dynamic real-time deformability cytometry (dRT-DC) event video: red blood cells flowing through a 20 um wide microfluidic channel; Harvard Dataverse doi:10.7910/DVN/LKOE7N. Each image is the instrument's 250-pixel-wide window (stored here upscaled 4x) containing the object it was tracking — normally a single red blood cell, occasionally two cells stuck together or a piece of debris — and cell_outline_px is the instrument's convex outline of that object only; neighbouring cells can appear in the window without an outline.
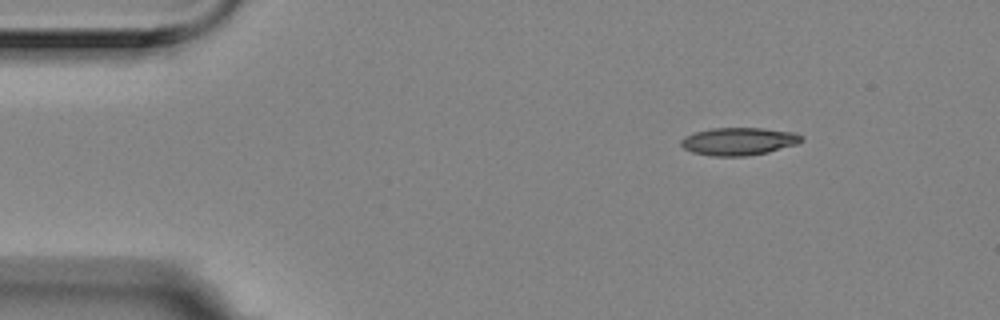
{"species": "Egyptian fruit bat (a non-hibernating species)", "species_latin": "Rousettus aegyptiacus", "temperature_condition": "room temperature", "stored_images_in_passage": 9, "camera_frame_rate_fps": 3000, "um_per_image_px": 0.085, "animal": {"sex": "female"}, "frame": {"image": 1, "passage_image": 1, "time_ms": 0.0, "image_size_px": [1000, 320], "cell_outline_px": [[804, 140], [796, 144], [768, 152], [744, 156], [712, 156], [692, 152], [684, 148], [680, 144], [680, 140], [684, 136], [692, 132], [712, 128], [764, 128], [796, 132], [804, 136]], "centroid_in_image_um": [62.79, 12.0], "position_along_channel_um": 22.2, "area_um2": 19.65}}
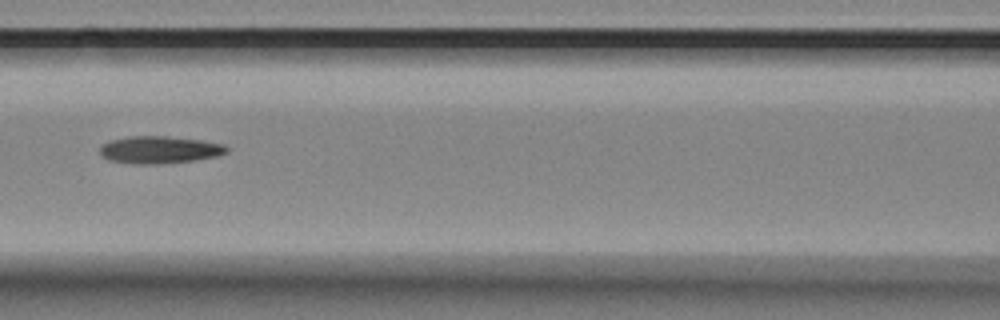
{"frame": {"image": 2, "passage_image": 6, "time_ms": 1.667, "image_size_px": [1000, 320], "cell_outline_px": [[228, 152], [216, 156], [192, 160], [156, 164], [136, 164], [108, 160], [100, 152], [100, 148], [104, 144], [112, 140], [128, 136], [168, 136], [200, 140], [224, 144], [228, 148]], "centroid_in_image_um": [13.57, 12.72], "position_along_channel_um": 153.0, "area_um2": 19.94}}
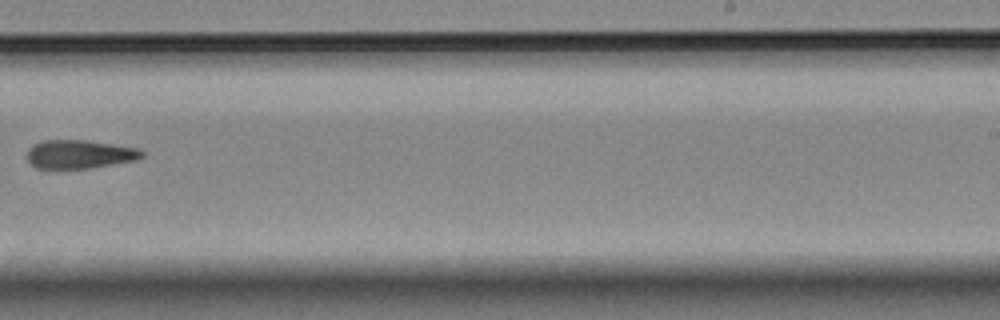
{"frame": {"image": 3, "passage_image": 9, "time_ms": 2.667, "image_size_px": [1000, 320], "cell_outline_px": [[144, 156], [136, 160], [88, 168], [56, 172], [36, 168], [28, 160], [28, 148], [32, 144], [44, 140], [88, 140], [140, 148], [144, 152]], "centroid_in_image_um": [6.72, 13.14], "position_along_channel_um": 282.3, "area_um2": 19.88}}